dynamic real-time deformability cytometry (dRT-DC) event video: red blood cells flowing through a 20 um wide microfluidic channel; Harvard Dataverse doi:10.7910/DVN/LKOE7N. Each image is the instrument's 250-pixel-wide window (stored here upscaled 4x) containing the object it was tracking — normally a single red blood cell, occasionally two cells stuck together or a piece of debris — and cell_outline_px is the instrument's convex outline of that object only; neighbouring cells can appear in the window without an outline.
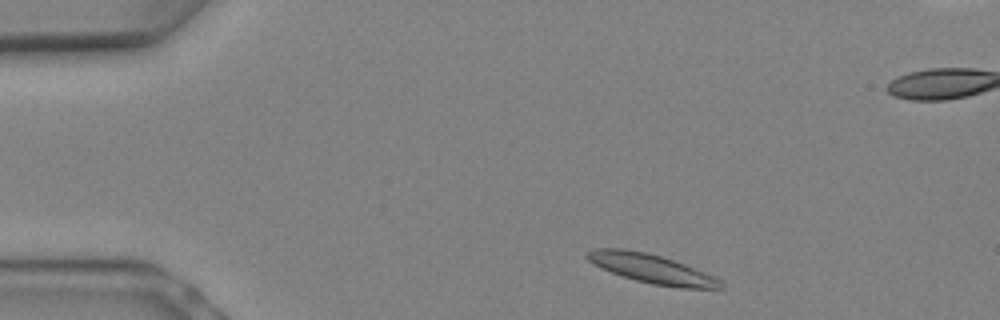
{"species": "Egyptian fruit bat (a non-hibernating species)", "species_latin": "Rousettus aegyptiacus", "temperature_condition": "warm", "stored_images_in_passage": 5, "camera_frame_rate_fps": 3000, "um_per_image_px": 0.085, "animal": {"sex": "female"}, "frame": {"image": 1, "passage_image": 1, "time_ms": 0.0, "image_size_px": [1000, 320], "cell_outline_px": [[724, 288], [680, 288], [652, 284], [636, 280], [612, 272], [592, 264], [584, 256], [584, 252], [596, 248], [624, 248], [644, 252], [660, 256], [684, 264], [716, 276], [724, 284]], "centroid_in_image_um": [55.37, 22.84], "position_along_channel_um": 29.6, "area_um2": 22.6}}